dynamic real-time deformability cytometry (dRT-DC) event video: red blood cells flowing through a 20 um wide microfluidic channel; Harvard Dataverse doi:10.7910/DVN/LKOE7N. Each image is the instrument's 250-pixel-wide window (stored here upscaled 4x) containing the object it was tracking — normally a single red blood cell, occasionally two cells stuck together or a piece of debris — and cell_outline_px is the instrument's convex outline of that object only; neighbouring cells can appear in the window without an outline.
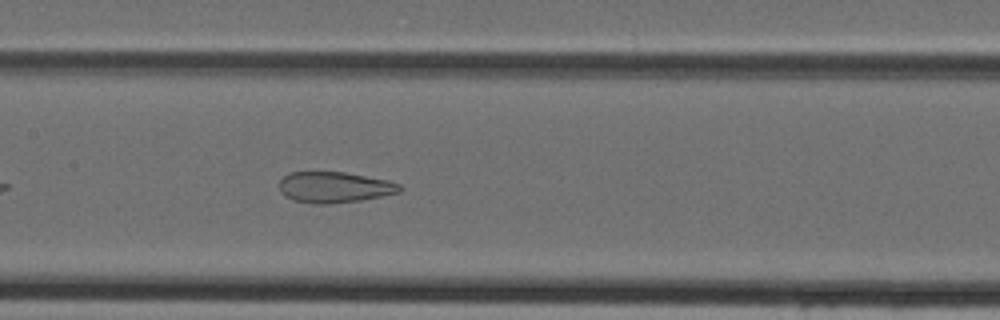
{"species": "Egyptian fruit bat (a non-hibernating species)", "species_latin": "Rousettus aegyptiacus", "temperature_condition": "cold", "stored_images_in_passage": 28, "camera_frame_rate_fps": 3000, "um_per_image_px": 0.085, "animal": {"sex": "female"}, "frame": {"image": 1, "passage_image": 10, "time_ms": 3.0, "image_size_px": [1000, 320], "cell_outline_px": [[404, 188], [400, 192], [360, 200], [328, 204], [316, 204], [292, 200], [284, 196], [280, 192], [276, 184], [288, 172], [344, 172], [388, 180], [400, 184]], "centroid_in_image_um": [28.37, 15.91], "position_along_channel_um": 179.0, "area_um2": 21.91}}
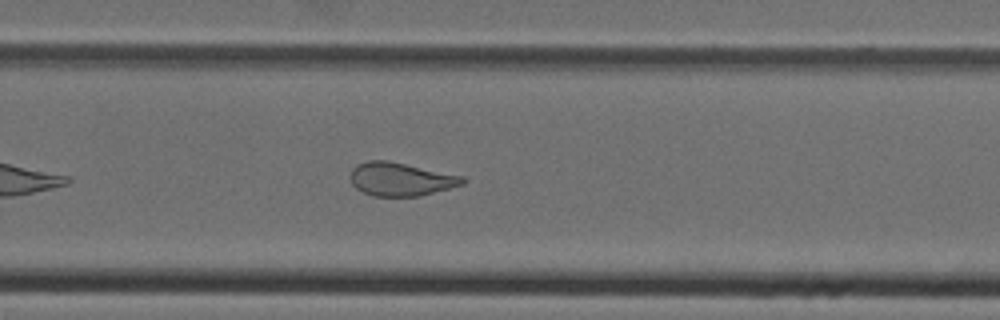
{"frame": {"image": 2, "passage_image": 18, "time_ms": 5.667, "image_size_px": [1000, 320], "cell_outline_px": [[468, 180], [464, 184], [420, 196], [372, 196], [356, 188], [352, 184], [348, 176], [352, 168], [356, 164], [368, 160], [388, 160], [464, 176]], "centroid_in_image_um": [34.04, 15.22], "position_along_channel_um": 295.8, "area_um2": 22.08}}
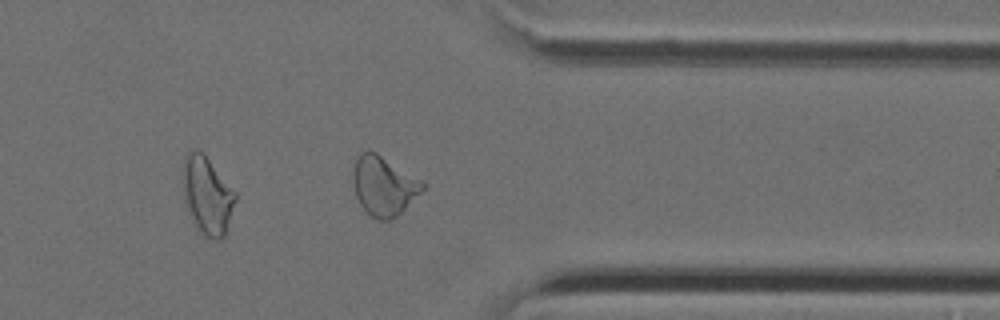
{"frame": {"image": 3, "passage_image": 24, "time_ms": 7.667, "image_size_px": [1000, 320], "cell_outline_px": [[424, 188], [396, 216], [388, 220], [376, 220], [360, 204], [356, 196], [352, 180], [352, 172], [356, 160], [360, 152], [368, 148], [376, 152], [420, 180], [424, 184]], "centroid_in_image_um": [32.56, 15.77], "position_along_channel_um": 378.8, "area_um2": 23.58}}